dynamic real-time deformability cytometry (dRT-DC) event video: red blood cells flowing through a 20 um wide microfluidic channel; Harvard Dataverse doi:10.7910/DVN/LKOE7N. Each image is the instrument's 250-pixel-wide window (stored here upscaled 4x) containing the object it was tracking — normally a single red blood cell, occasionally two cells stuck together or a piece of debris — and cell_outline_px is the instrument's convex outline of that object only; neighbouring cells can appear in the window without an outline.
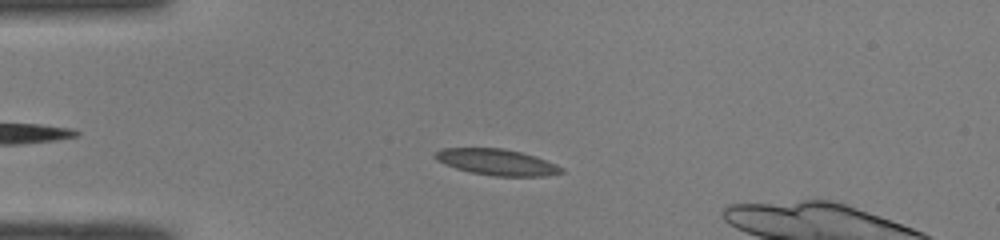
{"species": "common noctule bat (a hibernating species)", "species_latin": "Nyctalus noctula", "temperature_condition": "room temperature", "stored_images_in_passage": 38, "camera_frame_rate_fps": 3000, "um_per_image_px": 0.085, "animal": {"sex": "male", "body_mass_g": 19.0, "forearm_length_mm": 50.8}, "frame": {"image": 1, "passage_image": 4, "time_ms": 1.0, "image_size_px": [1000, 240], "cell_outline_px": [[564, 172], [544, 176], [496, 176], [472, 172], [456, 168], [444, 164], [436, 160], [432, 156], [440, 148], [504, 148], [536, 156], [556, 164], [564, 168]], "centroid_in_image_um": [42.22, 13.77], "position_along_channel_um": 42.8, "area_um2": 19.25}}
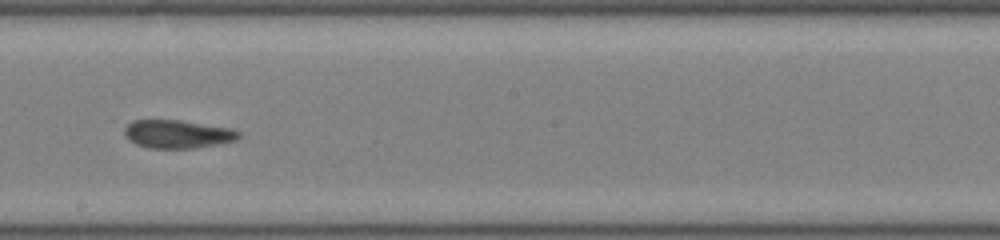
{"frame": {"image": 2, "passage_image": 20, "time_ms": 6.333, "image_size_px": [1000, 240], "cell_outline_px": [[240, 136], [236, 140], [216, 144], [192, 148], [148, 148], [136, 144], [128, 140], [124, 132], [124, 128], [132, 120], [180, 120], [232, 128], [240, 132]], "centroid_in_image_um": [15.07, 11.39], "position_along_channel_um": 233.1, "area_um2": 18.79}}
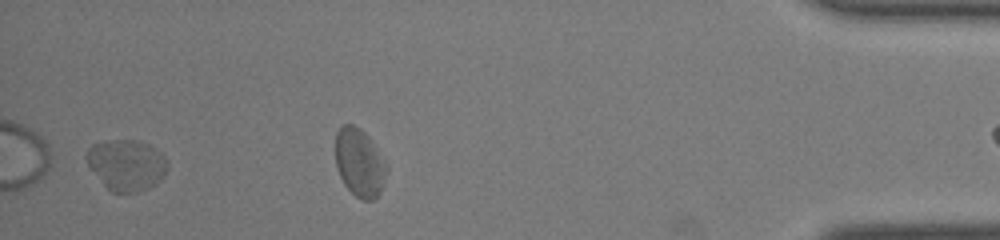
{"frame": {"image": 3, "passage_image": 36, "time_ms": 11.667, "image_size_px": [1000, 240], "cell_outline_px": [[168, 168], [160, 180], [156, 184], [148, 188], [136, 192], [112, 192], [88, 168], [88, 148], [92, 144], [116, 140], [140, 140], [156, 148], [164, 156]], "centroid_in_image_um": [10.77, 14.01], "position_along_channel_um": 424.4, "area_um2": 23.81}, "authors_computed_cell_mechanics": {"area_um2": 19.1896, "velocity_mm_per_s": 4.0303, "shape_relaxation_time_tau1_ms": 9.2892, "shape_relaxation_time_tau2_ms": 1.9587, "deformation_change_tau1": 0.1498, "deformation_change_tau2": 0.0694}}